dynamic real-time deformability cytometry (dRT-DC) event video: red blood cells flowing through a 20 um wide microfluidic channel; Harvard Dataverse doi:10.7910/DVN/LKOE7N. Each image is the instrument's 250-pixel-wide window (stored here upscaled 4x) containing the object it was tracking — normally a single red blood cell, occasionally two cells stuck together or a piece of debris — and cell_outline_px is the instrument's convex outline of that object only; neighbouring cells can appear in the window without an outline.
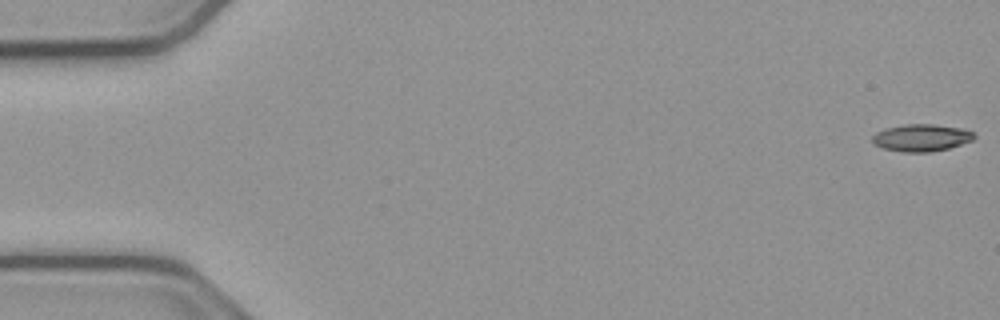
{"species": "common noctule bat (a hibernating species)", "species_latin": "Nyctalus noctula", "temperature_condition": "cold", "stored_images_in_passage": 54, "camera_frame_rate_fps": 3000, "um_per_image_px": 0.085, "animal": {"sex": "male", "body_mass_g": 23.1, "forearm_length_mm": 52.7}, "frame": {"image": 1, "passage_image": 1, "time_ms": 0.0, "image_size_px": [1000, 320], "cell_outline_px": [[976, 136], [972, 140], [948, 148], [928, 152], [904, 152], [884, 148], [876, 144], [872, 140], [872, 136], [876, 132], [884, 128], [904, 124], [932, 124], [964, 128], [976, 132]], "centroid_in_image_um": [78.35, 11.69], "position_along_channel_um": 6.7, "area_um2": 16.13}}
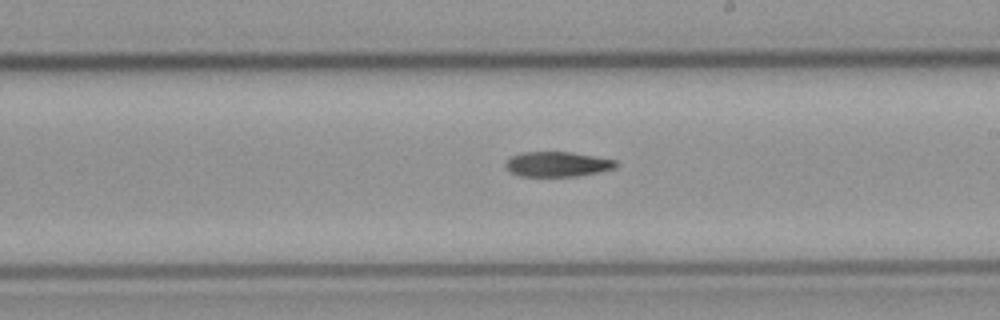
{"frame": {"image": 2, "passage_image": 31, "time_ms": 10.0, "image_size_px": [1000, 320], "cell_outline_px": [[616, 168], [600, 172], [580, 176], [520, 176], [512, 172], [504, 164], [512, 156], [524, 152], [572, 152], [616, 160]], "centroid_in_image_um": [47.42, 13.96], "position_along_channel_um": 241.6, "area_um2": 15.95}}
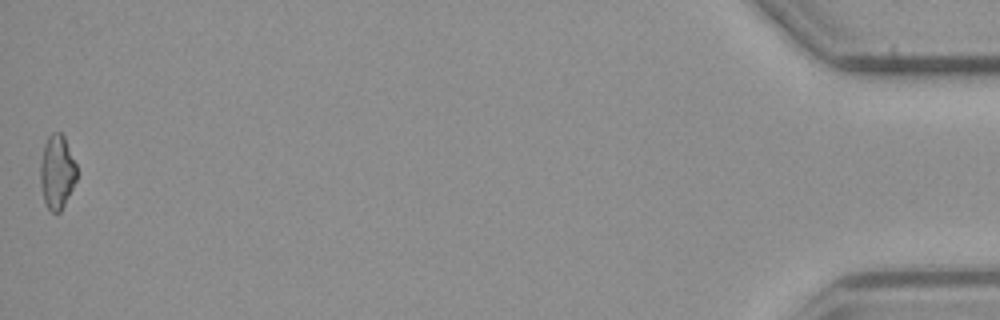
{"frame": {"image": 3, "passage_image": 54, "time_ms": 17.667, "image_size_px": [1000, 320], "cell_outline_px": [[76, 180], [60, 212], [52, 212], [48, 208], [44, 200], [40, 184], [40, 160], [44, 144], [48, 136], [52, 132], [60, 132], [64, 136], [76, 164]], "centroid_in_image_um": [4.82, 14.58], "position_along_channel_um": 430.4, "area_um2": 15.61}, "authors_computed_cell_mechanics": {"area_um2": 16.3863, "velocity_mm_per_s": 3.821, "shape_relaxation_time_tau1_ms": 9.206, "shape_relaxation_time_tau2_ms": null, "deformation_change_tau1": 0.1882, "deformation_change_tau2": null}}